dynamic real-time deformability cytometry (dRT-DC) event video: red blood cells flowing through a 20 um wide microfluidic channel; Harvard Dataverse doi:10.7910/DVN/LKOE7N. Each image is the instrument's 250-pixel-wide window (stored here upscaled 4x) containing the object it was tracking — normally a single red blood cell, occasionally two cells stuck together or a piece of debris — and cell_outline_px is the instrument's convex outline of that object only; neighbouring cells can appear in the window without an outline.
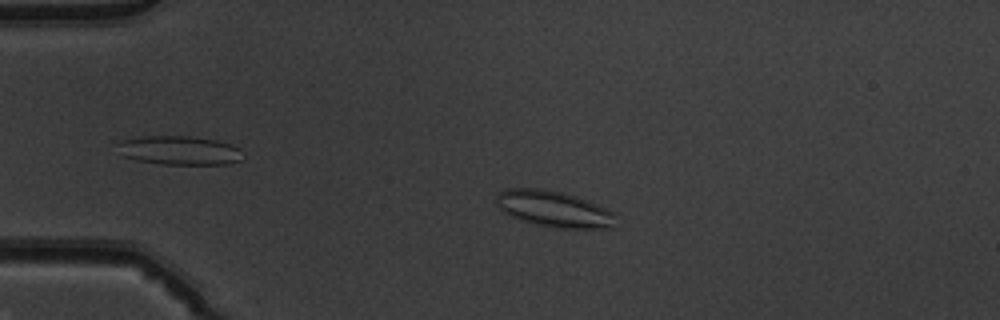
{"species": "common noctule bat (a hibernating species)", "species_latin": "Nyctalus noctula", "temperature_condition": "warm", "stored_images_in_passage": 52, "camera_frame_rate_fps": 3000, "um_per_image_px": 0.085, "animal": {"sex": "male", "body_mass_g": 19.5, "forearm_length_mm": 54.6}, "frame": {"image": 1, "passage_image": 12, "time_ms": 3.667, "image_size_px": [1000, 320], "cell_outline_px": [[616, 228], [556, 228], [532, 224], [520, 220], [504, 212], [496, 204], [496, 196], [504, 188], [544, 188], [576, 196], [604, 208], [612, 212], [616, 216]], "centroid_in_image_um": [47.06, 17.77], "position_along_channel_um": 37.9, "area_um2": 25.26}}
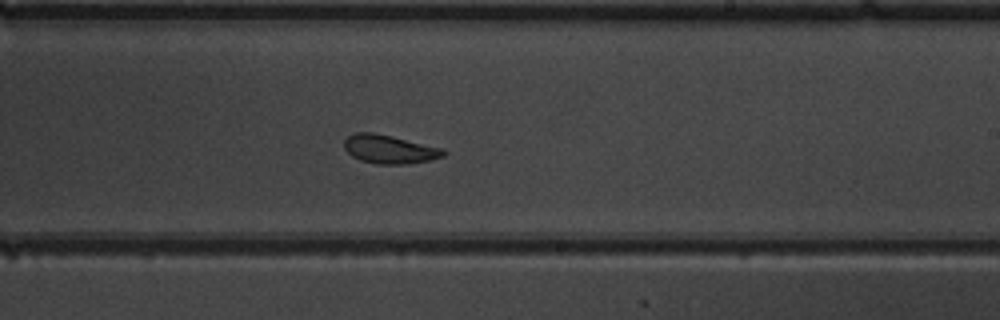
{"frame": {"image": 2, "passage_image": 32, "time_ms": 10.333, "image_size_px": [1000, 320], "cell_outline_px": [[448, 152], [444, 156], [432, 160], [408, 164], [376, 164], [360, 160], [352, 156], [344, 148], [344, 140], [348, 136], [356, 132], [372, 132], [392, 136], [440, 148]], "centroid_in_image_um": [33.09, 12.69], "position_along_channel_um": 255.9, "area_um2": 16.53}}
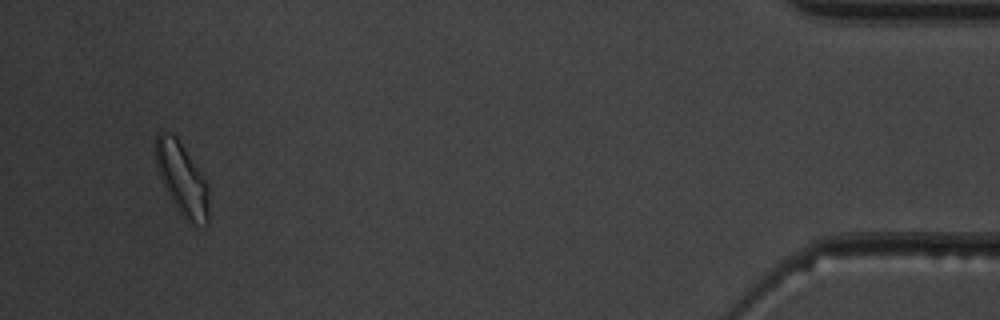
{"frame": {"image": 3, "passage_image": 50, "time_ms": 16.333, "image_size_px": [1000, 320], "cell_outline_px": [[208, 224], [188, 224], [176, 208], [156, 168], [152, 144], [156, 136], [160, 132], [168, 132], [176, 136], [208, 184]], "centroid_in_image_um": [15.43, 15.19], "position_along_channel_um": 419.8, "area_um2": 22.48}, "authors_computed_cell_mechanics": {"area_um2": 18.5827, "velocity_mm_per_s": 3.8802, "shape_relaxation_time_tau1_ms": null, "shape_relaxation_time_tau2_ms": 2.437, "deformation_change_tau1": null, "deformation_change_tau2": 0.0887}}